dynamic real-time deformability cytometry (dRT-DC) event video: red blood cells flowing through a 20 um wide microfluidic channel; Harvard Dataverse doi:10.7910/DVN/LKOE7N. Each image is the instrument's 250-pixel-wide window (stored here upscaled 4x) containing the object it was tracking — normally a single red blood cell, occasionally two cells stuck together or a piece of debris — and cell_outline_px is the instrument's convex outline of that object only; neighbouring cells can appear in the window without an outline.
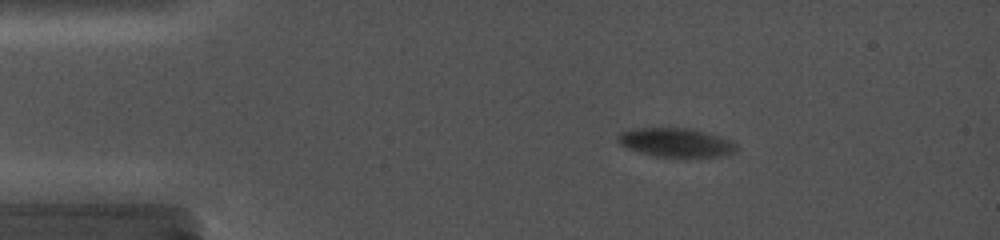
{"species": "common noctule bat (a hibernating species)", "species_latin": "Nyctalus noctula", "temperature_condition": "cold", "stored_images_in_passage": 17, "camera_frame_rate_fps": 5000, "um_per_image_px": 0.085, "animal": {"sex": "female", "body_mass_g": 19.0, "forearm_length_mm": 56.7}, "frame": {"image": 1, "passage_image": 8, "time_ms": 2.8, "image_size_px": [1000, 240], "cell_outline_px": [[736, 152], [720, 156], [684, 160], [656, 156], [640, 152], [628, 148], [620, 144], [616, 136], [620, 132], [632, 128], [692, 128], [732, 140], [736, 144]], "centroid_in_image_um": [57.48, 12.15], "position_along_channel_um": 27.5, "area_um2": 20.69}}
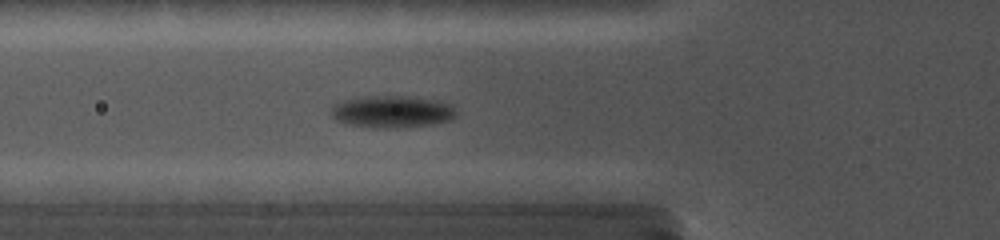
{"frame": {"image": 2, "passage_image": 17, "time_ms": 6.2, "image_size_px": [1000, 240], "cell_outline_px": [[456, 116], [452, 120], [428, 124], [392, 128], [380, 128], [344, 124], [336, 120], [332, 116], [332, 108], [340, 100], [356, 96], [408, 96], [440, 100], [452, 104], [456, 112]], "centroid_in_image_um": [33.32, 9.47], "position_along_channel_um": 92.5, "area_um2": 23.64}}